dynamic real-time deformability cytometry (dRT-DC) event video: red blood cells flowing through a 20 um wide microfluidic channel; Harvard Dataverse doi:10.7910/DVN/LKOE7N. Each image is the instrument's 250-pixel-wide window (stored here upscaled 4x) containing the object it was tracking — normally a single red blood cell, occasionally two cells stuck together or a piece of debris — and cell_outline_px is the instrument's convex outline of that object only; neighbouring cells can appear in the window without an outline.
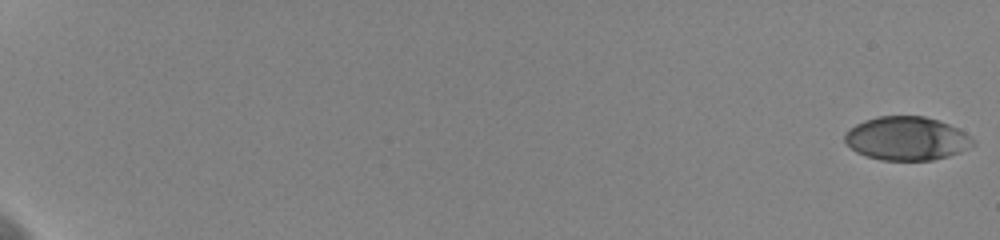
{"species": "human", "species_latin": "Homo sapiens", "temperature_condition": "cold", "stored_images_in_passage": 60, "camera_frame_rate_fps": 3000, "um_per_image_px": 0.085, "donor": {"sex": "female"}, "frame": {"image": 1, "passage_image": 1, "time_ms": 0.0, "image_size_px": [1000, 240], "cell_outline_px": [[976, 144], [960, 152], [948, 156], [932, 160], [880, 160], [856, 152], [844, 140], [844, 132], [856, 124], [864, 120], [876, 116], [924, 116], [948, 124], [964, 132]], "centroid_in_image_um": [77.03, 11.77], "position_along_channel_um": 8.0, "area_um2": 32.37}}
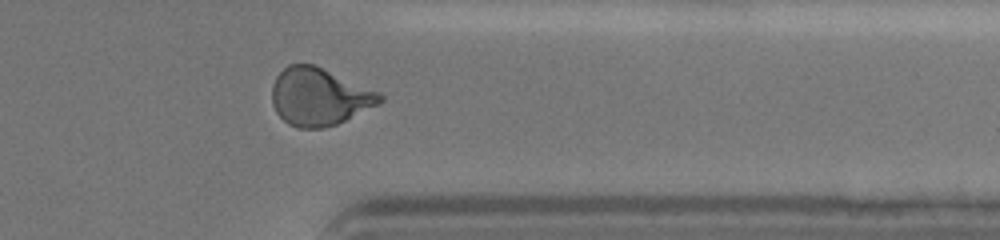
{"frame": {"image": 2, "passage_image": 51, "time_ms": 16.667, "image_size_px": [1000, 240], "cell_outline_px": [[384, 100], [380, 104], [336, 124], [324, 128], [300, 128], [288, 124], [276, 112], [272, 104], [272, 84], [276, 76], [288, 64], [316, 64], [380, 92], [384, 96]], "centroid_in_image_um": [27.15, 8.21], "position_along_channel_um": 384.3, "area_um2": 36.47}}
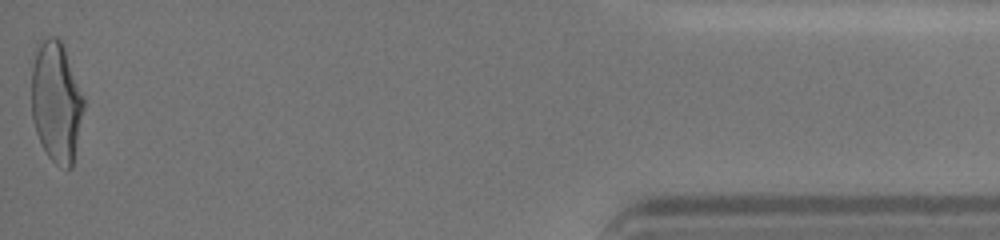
{"frame": {"image": 3, "passage_image": 60, "time_ms": 19.667, "image_size_px": [1000, 240], "cell_outline_px": [[84, 108], [72, 168], [68, 168], [56, 164], [48, 156], [36, 132], [32, 120], [32, 68], [36, 40], [48, 36], [56, 36], [60, 40], [64, 48], [84, 96]], "centroid_in_image_um": [4.77, 8.6], "position_along_channel_um": 430.4, "area_um2": 36.88}, "authors_computed_cell_mechanics": {"area_um2": 34.6222, "velocity_mm_per_s": 3.622, "shape_relaxation_time_tau1_ms": 4.1852, "shape_relaxation_time_tau2_ms": 1.2526, "deformation_change_tau1": 0.1762, "deformation_change_tau2": 0.0611}}